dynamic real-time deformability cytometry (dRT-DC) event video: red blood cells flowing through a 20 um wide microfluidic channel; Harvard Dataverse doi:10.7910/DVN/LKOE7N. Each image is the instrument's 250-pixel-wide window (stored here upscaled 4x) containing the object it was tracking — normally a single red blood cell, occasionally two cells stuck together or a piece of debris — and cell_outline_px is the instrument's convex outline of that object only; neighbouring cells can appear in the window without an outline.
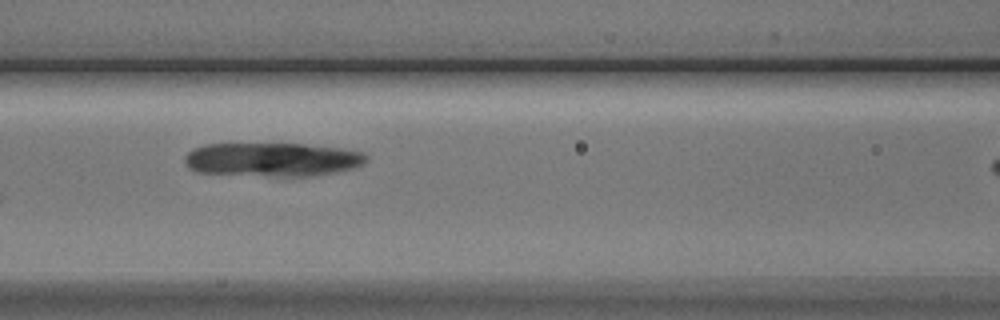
{"species": "Egyptian fruit bat (a non-hibernating species)", "species_latin": "Rousettus aegyptiacus", "temperature_condition": "cold", "stored_images_in_passage": 9, "segment_of_instrument_passage": [1, 2], "camera_frame_rate_fps": 3000, "um_per_image_px": 0.085, "animal": {"sex": "male"}, "frame": {"image": 1, "passage_image": 7, "time_ms": 7.0, "image_size_px": [1000, 320], "cell_outline_px": [[368, 160], [364, 164], [352, 168], [336, 172], [312, 176], [276, 176], [196, 172], [188, 168], [184, 160], [184, 156], [192, 148], [204, 144], [304, 144], [340, 148], [360, 152], [368, 156]], "centroid_in_image_um": [23.13, 13.56], "position_along_channel_um": 143.5, "area_um2": 35.78}}